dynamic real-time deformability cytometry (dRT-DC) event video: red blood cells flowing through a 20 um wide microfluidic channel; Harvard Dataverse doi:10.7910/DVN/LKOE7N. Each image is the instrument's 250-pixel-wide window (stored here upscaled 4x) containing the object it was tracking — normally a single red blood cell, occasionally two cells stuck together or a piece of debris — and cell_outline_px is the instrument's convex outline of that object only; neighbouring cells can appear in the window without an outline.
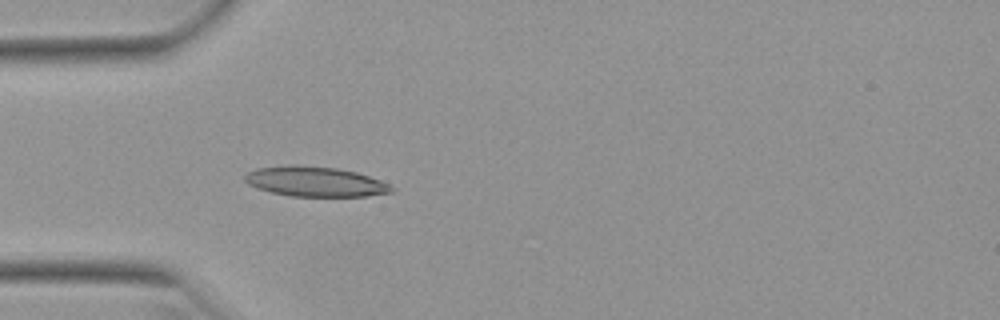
{"species": "Egyptian fruit bat (a non-hibernating species)", "species_latin": "Rousettus aegyptiacus", "temperature_condition": "warm", "stored_images_in_passage": 52, "camera_frame_rate_fps": 3000, "um_per_image_px": 0.085, "animal": {"sex": "female"}, "frame": {"image": 1, "passage_image": 16, "time_ms": 5.0, "image_size_px": [1000, 320], "cell_outline_px": [[396, 188], [392, 192], [368, 196], [292, 196], [272, 192], [248, 184], [244, 180], [244, 176], [248, 172], [256, 168], [292, 164], [296, 164], [336, 168], [356, 172], [380, 180]], "centroid_in_image_um": [26.8, 15.42], "position_along_channel_um": 58.2, "area_um2": 25.55}}
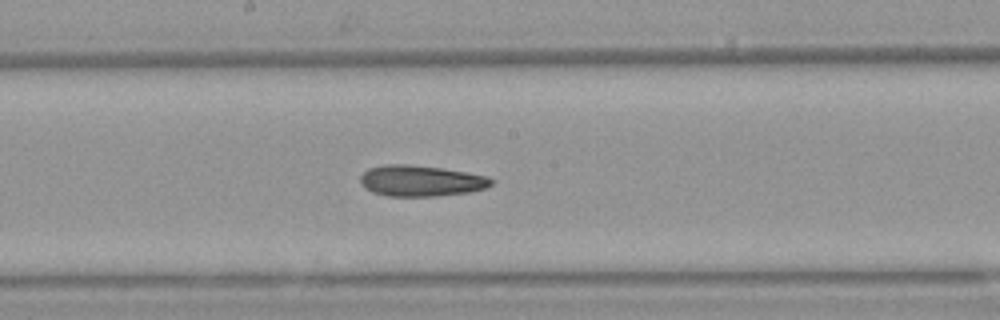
{"frame": {"image": 2, "passage_image": 28, "time_ms": 9.0, "image_size_px": [1000, 320], "cell_outline_px": [[496, 180], [492, 184], [484, 188], [468, 192], [436, 196], [388, 196], [372, 192], [364, 188], [360, 180], [360, 176], [368, 168], [384, 164], [408, 164], [440, 168], [468, 172], [488, 176]], "centroid_in_image_um": [35.77, 15.36], "position_along_channel_um": 212.4, "area_um2": 23.76}}
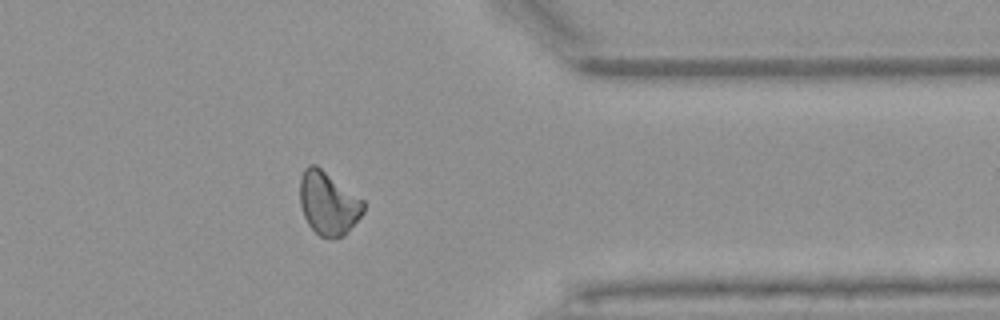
{"frame": {"image": 3, "passage_image": 42, "time_ms": 13.667, "image_size_px": [1000, 320], "cell_outline_px": [[364, 212], [344, 236], [336, 240], [320, 236], [308, 224], [304, 216], [300, 204], [300, 176], [304, 168], [308, 164], [316, 164], [364, 200]], "centroid_in_image_um": [27.9, 17.28], "position_along_channel_um": 383.5, "area_um2": 23.64}, "authors_computed_cell_mechanics": {"area_um2": 23.698, "velocity_mm_per_s": 3.9506, "shape_relaxation_time_tau1_ms": null, "shape_relaxation_time_tau2_ms": 10.2678, "deformation_change_tau1": null, "deformation_change_tau2": 0.2028}}